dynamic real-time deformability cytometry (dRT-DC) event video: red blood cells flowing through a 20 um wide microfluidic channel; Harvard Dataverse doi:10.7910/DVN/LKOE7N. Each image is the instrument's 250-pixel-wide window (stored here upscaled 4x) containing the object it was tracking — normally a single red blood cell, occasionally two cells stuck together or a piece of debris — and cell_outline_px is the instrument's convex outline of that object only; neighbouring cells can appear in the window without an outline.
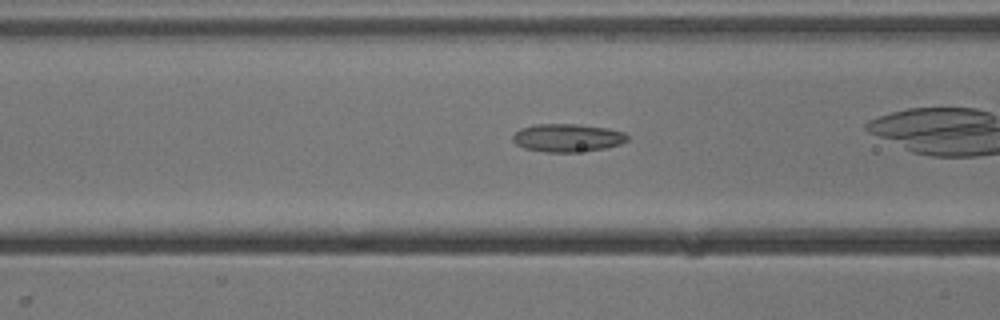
{"species": "common noctule bat (a hibernating species)", "species_latin": "Nyctalus noctula", "temperature_condition": "cold", "stored_images_in_passage": 30, "camera_frame_rate_fps": 3000, "um_per_image_px": 0.085, "animal": {"sex": "male", "body_mass_g": 13.3}, "frame": {"image": 1, "passage_image": 9, "time_ms": 2.667, "image_size_px": [1000, 320], "cell_outline_px": [[628, 140], [620, 144], [604, 148], [576, 152], [544, 152], [524, 148], [516, 144], [512, 140], [512, 136], [520, 128], [536, 124], [576, 124], [608, 128], [624, 132], [628, 136]], "centroid_in_image_um": [48.21, 11.71], "position_along_channel_um": 118.4, "area_um2": 18.73}}